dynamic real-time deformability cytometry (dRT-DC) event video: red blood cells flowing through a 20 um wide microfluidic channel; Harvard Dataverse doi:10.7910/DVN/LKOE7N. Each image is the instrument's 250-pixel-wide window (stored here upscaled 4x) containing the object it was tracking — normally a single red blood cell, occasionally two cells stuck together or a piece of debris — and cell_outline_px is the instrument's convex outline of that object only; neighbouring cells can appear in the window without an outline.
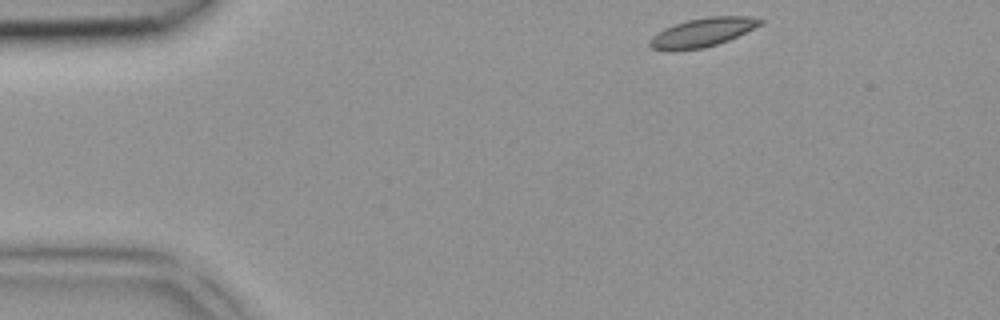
{"species": "common noctule bat (a hibernating species)", "species_latin": "Nyctalus noctula", "temperature_condition": "room temperature", "stored_images_in_passage": 4, "camera_frame_rate_fps": 3000, "um_per_image_px": 0.085, "animal": {"sex": "female", "body_mass_g": 18.4}, "frame": {"image": 1, "passage_image": 1, "time_ms": 0.0, "image_size_px": [1000, 320], "cell_outline_px": [[764, 20], [760, 24], [728, 40], [704, 48], [652, 48], [648, 44], [648, 40], [652, 36], [664, 28], [688, 20], [708, 16], [748, 16]], "centroid_in_image_um": [59.72, 2.71], "position_along_channel_um": 25.3, "area_um2": 17.69}}
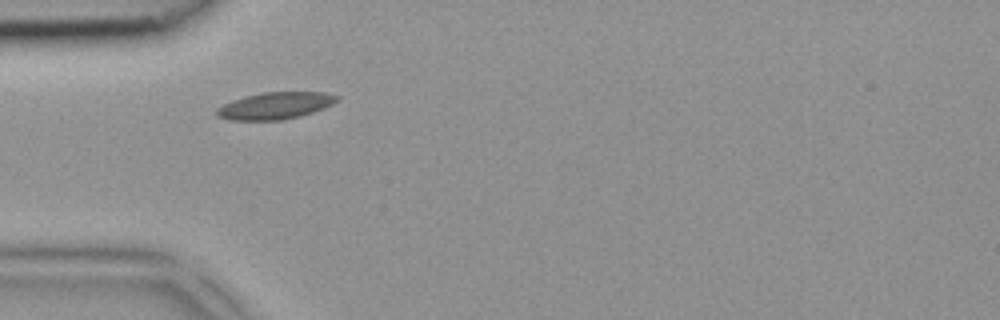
{"frame": {"image": 2, "passage_image": 3, "time_ms": 0.667, "image_size_px": [1000, 320], "cell_outline_px": [[340, 100], [324, 108], [300, 116], [284, 120], [228, 120], [216, 116], [216, 108], [232, 100], [244, 96], [260, 92], [328, 92], [340, 96]], "centroid_in_image_um": [23.4, 8.98], "position_along_channel_um": 61.6, "area_um2": 19.13}}